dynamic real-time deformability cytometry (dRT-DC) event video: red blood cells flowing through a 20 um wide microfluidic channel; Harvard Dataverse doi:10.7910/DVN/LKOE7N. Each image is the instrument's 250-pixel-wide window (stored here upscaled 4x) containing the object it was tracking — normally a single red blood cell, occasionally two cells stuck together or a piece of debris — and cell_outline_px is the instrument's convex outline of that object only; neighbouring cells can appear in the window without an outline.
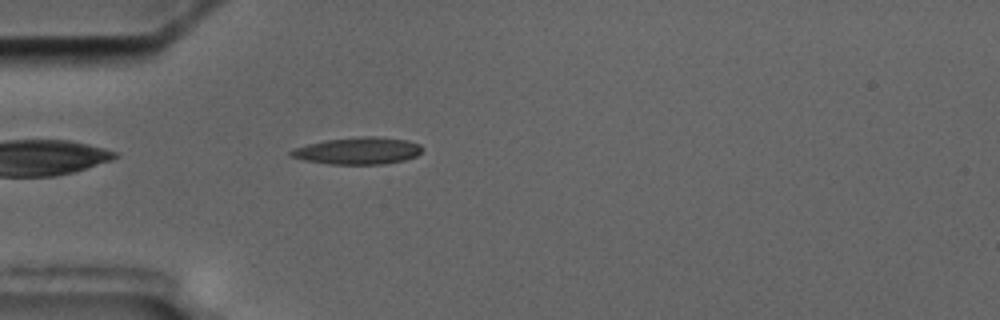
{"species": "common noctule bat (a hibernating species)", "species_latin": "Nyctalus noctula", "temperature_condition": "cold", "stored_images_in_passage": 5, "camera_frame_rate_fps": 3000, "um_per_image_px": 0.085, "animal": {"sex": "male", "body_mass_g": 17.5, "forearm_length_mm": 52.3}, "frame": {"image": 1, "passage_image": 5, "time_ms": 5.333, "image_size_px": [1000, 320], "cell_outline_px": [[424, 148], [416, 156], [404, 160], [384, 164], [328, 164], [304, 160], [288, 156], [288, 152], [296, 148], [308, 144], [324, 140], [360, 136], [376, 136], [408, 140], [420, 144]], "centroid_in_image_um": [30.43, 12.81], "position_along_channel_um": 54.6, "area_um2": 20.81}}